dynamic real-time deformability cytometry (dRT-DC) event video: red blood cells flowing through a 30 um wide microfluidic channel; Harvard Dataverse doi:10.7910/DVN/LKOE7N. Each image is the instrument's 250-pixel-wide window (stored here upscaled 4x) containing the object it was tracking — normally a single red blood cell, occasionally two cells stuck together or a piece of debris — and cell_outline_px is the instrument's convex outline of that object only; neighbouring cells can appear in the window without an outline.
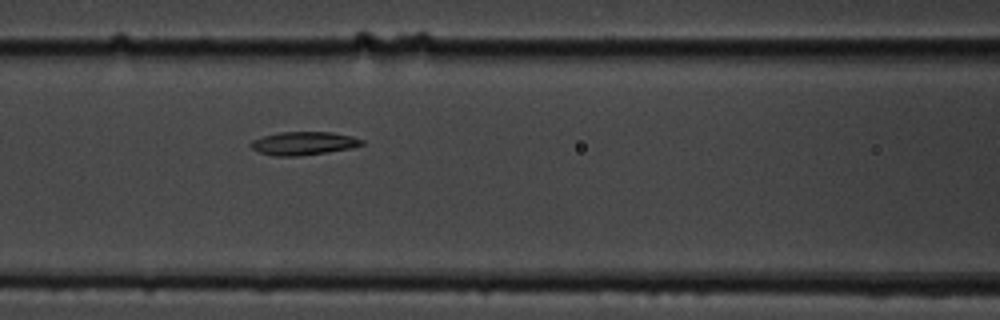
{"species": "common noctule bat (a hibernating species)", "species_latin": "Nyctalus noctula", "temperature_condition": "cold", "stored_images_in_passage": 6, "segment_of_instrument_passage": [1, 2], "camera_frame_rate_fps": 3000, "um_per_image_px": 0.085, "animal": {"sex": "male", "body_mass_g": 19.5, "forearm_length_mm": 54.6}, "frame": {"image": 1, "passage_image": 5, "time_ms": 4.667, "image_size_px": [1000, 320], "cell_outline_px": [[364, 144], [352, 148], [328, 152], [300, 156], [272, 156], [260, 152], [252, 148], [248, 144], [252, 140], [264, 136], [280, 132], [332, 132], [352, 136], [364, 140]], "centroid_in_image_um": [25.81, 12.19], "position_along_channel_um": 140.8, "area_um2": 15.14}}